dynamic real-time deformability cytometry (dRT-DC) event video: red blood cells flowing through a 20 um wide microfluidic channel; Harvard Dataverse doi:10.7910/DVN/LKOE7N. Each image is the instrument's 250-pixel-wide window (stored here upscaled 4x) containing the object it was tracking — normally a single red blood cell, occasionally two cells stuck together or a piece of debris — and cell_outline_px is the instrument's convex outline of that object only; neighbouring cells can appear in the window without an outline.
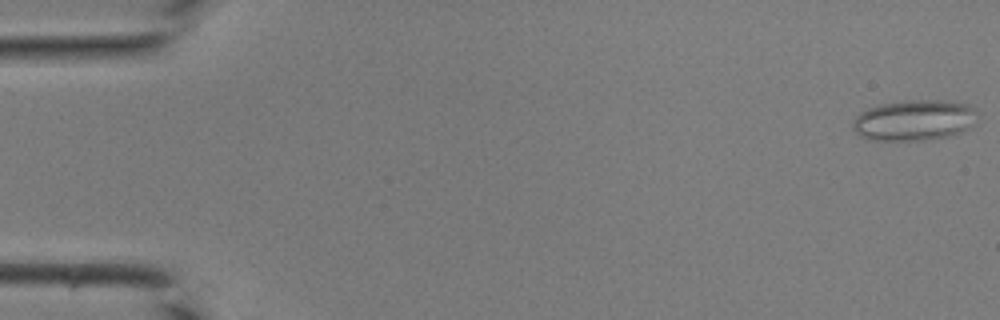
{"species": "common noctule bat (a hibernating species)", "species_latin": "Nyctalus noctula", "temperature_condition": "room temperature", "stored_images_in_passage": 27, "camera_frame_rate_fps": 3000, "um_per_image_px": 0.085, "animal": {"sex": "male", "body_mass_g": 19.0, "forearm_length_mm": 50.8}, "frame": {"image": 1, "passage_image": 1, "time_ms": 0.0, "image_size_px": [1000, 320], "cell_outline_px": [[976, 112], [968, 128], [960, 132], [948, 136], [924, 140], [872, 140], [860, 136], [852, 128], [852, 124], [856, 116], [860, 112], [868, 108], [880, 104], [904, 100], [940, 100], [968, 104], [976, 108]], "centroid_in_image_um": [77.65, 10.21], "position_along_channel_um": 7.3, "area_um2": 29.42}}
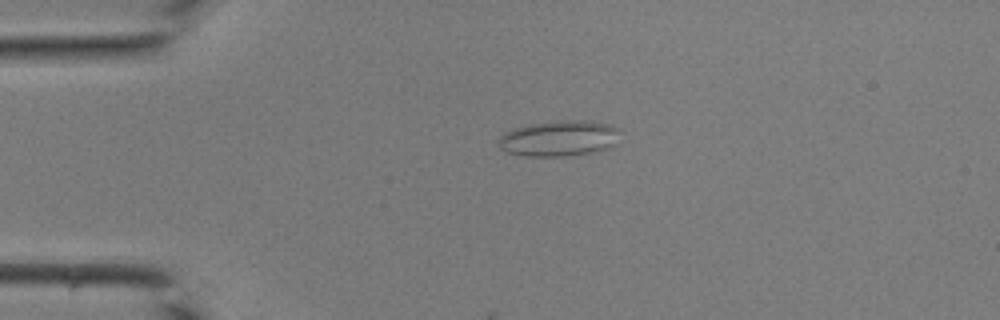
{"frame": {"image": 2, "passage_image": 10, "time_ms": 3.0, "image_size_px": [1000, 320], "cell_outline_px": [[620, 128], [612, 144], [604, 148], [592, 152], [564, 156], [528, 156], [508, 152], [500, 148], [496, 140], [504, 132], [512, 128], [528, 124], [552, 120], [584, 120], [612, 124]], "centroid_in_image_um": [47.44, 11.73], "position_along_channel_um": 37.6, "area_um2": 25.32}}